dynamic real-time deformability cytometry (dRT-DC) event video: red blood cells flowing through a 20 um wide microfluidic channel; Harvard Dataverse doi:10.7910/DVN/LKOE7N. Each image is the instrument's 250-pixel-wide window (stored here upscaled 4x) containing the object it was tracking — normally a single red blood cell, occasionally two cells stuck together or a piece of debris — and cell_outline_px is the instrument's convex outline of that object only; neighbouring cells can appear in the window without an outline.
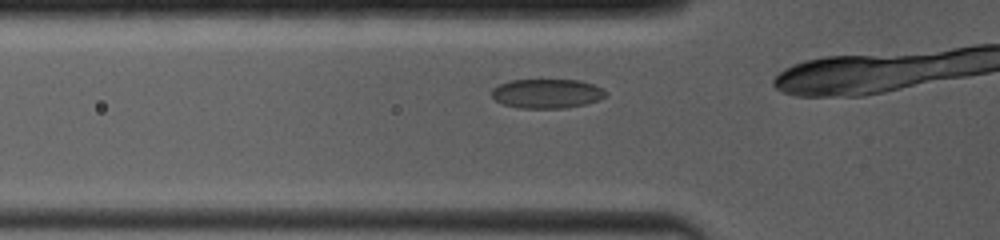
{"species": "common noctule bat (a hibernating species)", "species_latin": "Nyctalus noctula", "temperature_condition": "room temperature", "stored_images_in_passage": 8, "camera_frame_rate_fps": 4000, "um_per_image_px": 0.085, "animal": {"sex": "female", "body_mass_g": 19.0, "forearm_length_mm": 53.3}, "frame": {"image": 1, "passage_image": 3, "time_ms": 0.75, "image_size_px": [1000, 240], "cell_outline_px": [[608, 92], [600, 100], [588, 104], [564, 108], [516, 108], [504, 104], [496, 100], [492, 96], [492, 88], [508, 80], [580, 80], [592, 84]], "centroid_in_image_um": [46.49, 7.96], "position_along_channel_um": 79.3, "area_um2": 19.54}}